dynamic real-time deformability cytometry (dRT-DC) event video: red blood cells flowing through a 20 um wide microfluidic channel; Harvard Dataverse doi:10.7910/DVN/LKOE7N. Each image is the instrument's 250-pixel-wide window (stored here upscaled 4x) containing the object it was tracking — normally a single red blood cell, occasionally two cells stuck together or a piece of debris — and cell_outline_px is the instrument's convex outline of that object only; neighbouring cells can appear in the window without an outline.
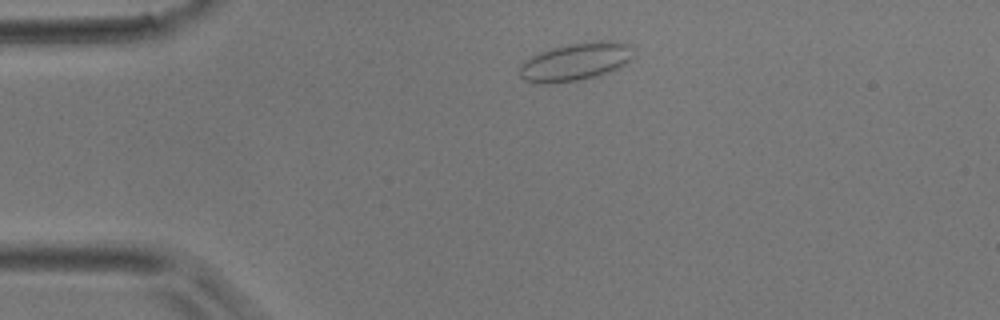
{"species": "common noctule bat (a hibernating species)", "species_latin": "Nyctalus noctula", "temperature_condition": "room temperature", "stored_images_in_passage": 2, "camera_frame_rate_fps": 3000, "um_per_image_px": 0.085, "animal": {"sex": "male", "body_mass_g": 17.9}, "frame": {"image": 1, "passage_image": 2, "time_ms": 0.333, "image_size_px": [1000, 320], "cell_outline_px": [[632, 56], [624, 64], [608, 72], [596, 76], [580, 80], [544, 84], [524, 80], [520, 76], [520, 64], [532, 56], [540, 52], [568, 44], [600, 40], [608, 40], [632, 44]], "centroid_in_image_um": [48.92, 5.24], "position_along_channel_um": 36.1, "area_um2": 24.85}}